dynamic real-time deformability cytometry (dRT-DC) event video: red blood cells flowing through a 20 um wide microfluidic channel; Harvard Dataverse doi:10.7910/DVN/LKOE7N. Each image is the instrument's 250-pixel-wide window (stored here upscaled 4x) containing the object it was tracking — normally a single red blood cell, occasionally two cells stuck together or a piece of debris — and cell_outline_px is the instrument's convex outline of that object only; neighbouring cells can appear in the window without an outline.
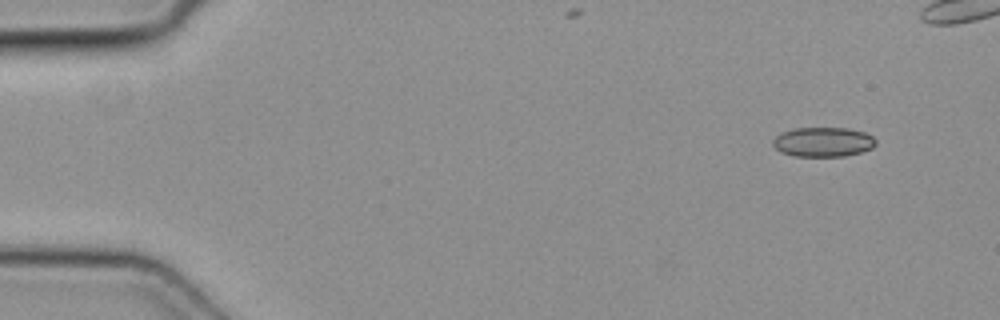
{"species": "common noctule bat (a hibernating species)", "species_latin": "Nyctalus noctula", "temperature_condition": "cold", "stored_images_in_passage": 41, "camera_frame_rate_fps": 3000, "um_per_image_px": 0.085, "animal": {"sex": "female", "body_mass_g": 19.3, "forearm_length_mm": 54.1}, "frame": {"image": 1, "passage_image": 1, "time_ms": 0.0, "image_size_px": [1000, 320], "cell_outline_px": [[876, 144], [872, 148], [860, 152], [844, 156], [792, 156], [780, 152], [772, 144], [772, 140], [780, 132], [792, 128], [848, 128], [864, 132], [872, 136], [876, 140]], "centroid_in_image_um": [69.93, 12.06], "position_along_channel_um": 15.1, "area_um2": 17.86}}
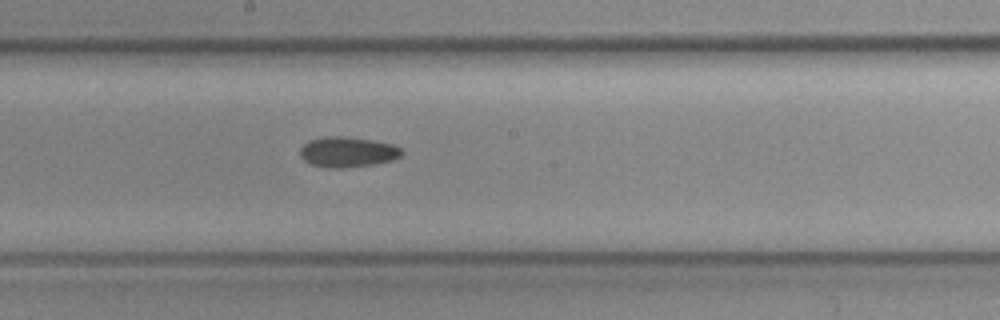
{"frame": {"image": 2, "passage_image": 24, "time_ms": 7.667, "image_size_px": [1000, 320], "cell_outline_px": [[404, 152], [400, 156], [392, 160], [372, 164], [340, 168], [332, 168], [312, 164], [304, 160], [300, 156], [300, 148], [308, 140], [324, 136], [340, 136], [372, 140], [392, 144], [400, 148]], "centroid_in_image_um": [29.52, 12.91], "position_along_channel_um": 218.7, "area_um2": 17.8}}
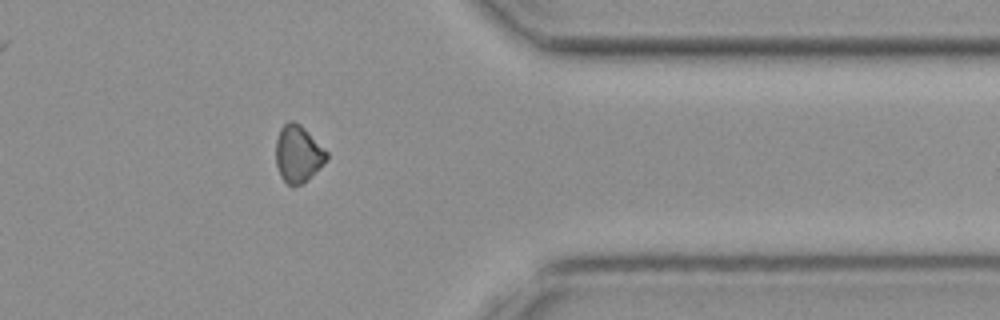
{"frame": {"image": 3, "passage_image": 37, "time_ms": 12.0, "image_size_px": [1000, 320], "cell_outline_px": [[328, 160], [300, 184], [292, 188], [280, 176], [276, 164], [276, 140], [280, 128], [288, 120], [292, 120], [300, 124], [328, 152]], "centroid_in_image_um": [25.32, 13.06], "position_along_channel_um": 386.1, "area_um2": 16.76}}